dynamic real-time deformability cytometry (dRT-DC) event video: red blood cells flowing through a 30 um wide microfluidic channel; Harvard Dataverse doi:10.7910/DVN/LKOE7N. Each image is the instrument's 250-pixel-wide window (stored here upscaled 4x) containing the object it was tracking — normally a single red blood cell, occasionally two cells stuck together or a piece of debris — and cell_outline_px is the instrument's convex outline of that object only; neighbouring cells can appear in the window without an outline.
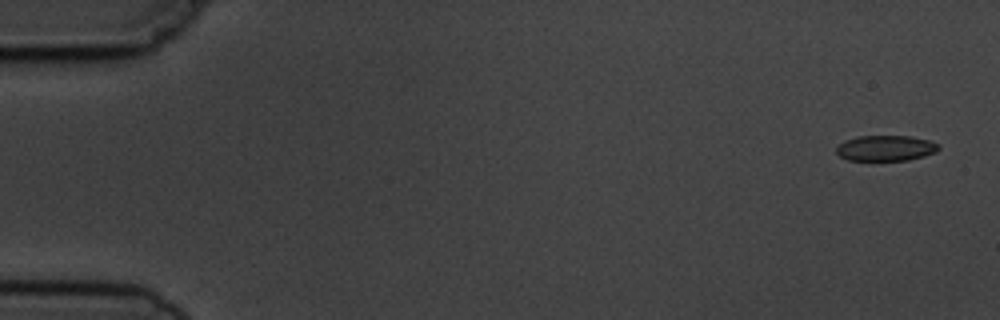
{"species": "common noctule bat (a hibernating species)", "species_latin": "Nyctalus noctula", "temperature_condition": "cold", "stored_images_in_passage": 4, "camera_frame_rate_fps": 3000, "um_per_image_px": 0.085, "animal": {"sex": "male", "body_mass_g": 19.5, "forearm_length_mm": 54.6}, "frame": {"image": 1, "passage_image": 1, "time_ms": 0.0, "image_size_px": [1000, 320], "cell_outline_px": [[940, 148], [936, 152], [924, 156], [908, 160], [848, 160], [840, 156], [836, 152], [836, 148], [844, 140], [856, 136], [908, 136], [928, 140], [940, 144]], "centroid_in_image_um": [75.29, 12.59], "position_along_channel_um": 9.7, "area_um2": 15.26}}
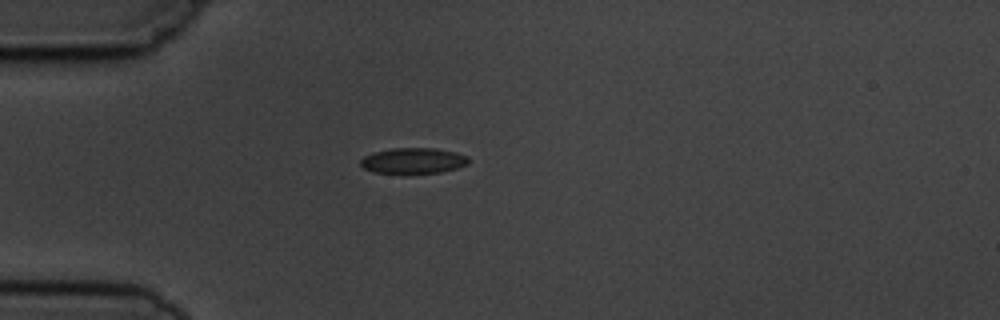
{"frame": {"image": 2, "passage_image": 4, "time_ms": 4.333, "image_size_px": [1000, 320], "cell_outline_px": [[468, 164], [456, 168], [440, 172], [372, 172], [364, 168], [360, 164], [360, 160], [364, 156], [372, 152], [392, 148], [436, 148], [456, 152], [468, 156]], "centroid_in_image_um": [35.12, 13.63], "position_along_channel_um": 49.9, "area_um2": 15.95}}